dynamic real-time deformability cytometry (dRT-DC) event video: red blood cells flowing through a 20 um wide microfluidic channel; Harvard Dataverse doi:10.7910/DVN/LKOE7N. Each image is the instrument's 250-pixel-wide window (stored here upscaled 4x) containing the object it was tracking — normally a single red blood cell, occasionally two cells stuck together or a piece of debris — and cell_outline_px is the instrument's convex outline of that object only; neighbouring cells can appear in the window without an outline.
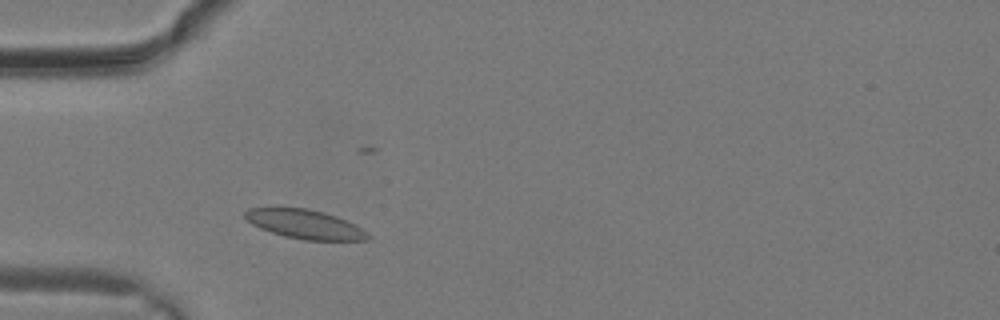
{"species": "common noctule bat (a hibernating species)", "species_latin": "Nyctalus noctula", "temperature_condition": "warm", "stored_images_in_passage": 24, "camera_frame_rate_fps": 3000, "um_per_image_px": 0.085, "animal": {"sex": "male", "body_mass_g": 19.2, "forearm_length_mm": 51.8}, "frame": {"image": 1, "passage_image": 3, "time_ms": 0.667, "image_size_px": [1000, 320], "cell_outline_px": [[372, 236], [368, 240], [304, 240], [284, 236], [260, 228], [252, 224], [244, 216], [244, 212], [248, 208], [276, 204], [308, 208], [324, 212], [336, 216], [368, 232]], "centroid_in_image_um": [25.82, 19.0], "position_along_channel_um": 59.2, "area_um2": 21.5}}
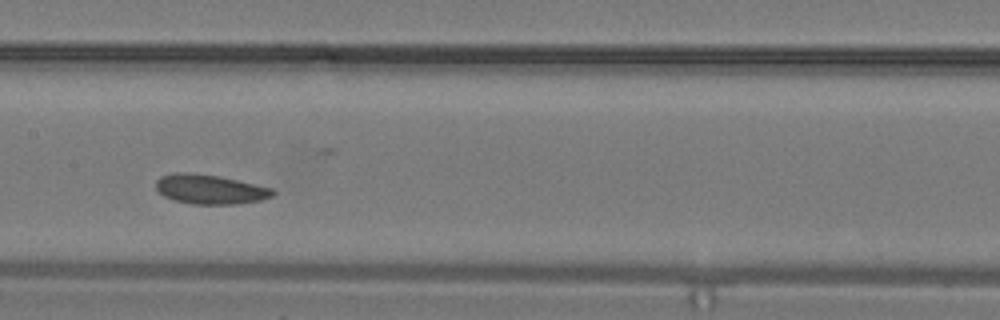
{"frame": {"image": 2, "passage_image": 9, "time_ms": 2.667, "image_size_px": [1000, 320], "cell_outline_px": [[276, 192], [272, 196], [260, 200], [236, 204], [192, 204], [176, 200], [164, 196], [156, 188], [156, 180], [160, 176], [172, 172], [188, 172], [220, 176], [272, 188]], "centroid_in_image_um": [17.83, 16.08], "position_along_channel_um": 189.6, "area_um2": 20.06}}
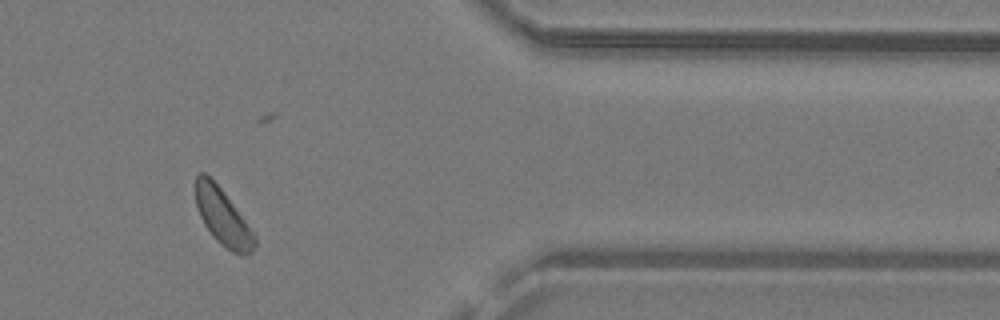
{"frame": {"image": 3, "passage_image": 19, "time_ms": 6.0, "image_size_px": [1000, 320], "cell_outline_px": [[256, 244], [252, 252], [248, 256], [240, 256], [232, 252], [220, 244], [212, 236], [204, 224], [200, 216], [196, 204], [196, 176], [200, 172], [204, 172], [220, 188], [256, 236]], "centroid_in_image_um": [18.95, 18.52], "position_along_channel_um": 392.5, "area_um2": 19.13}}